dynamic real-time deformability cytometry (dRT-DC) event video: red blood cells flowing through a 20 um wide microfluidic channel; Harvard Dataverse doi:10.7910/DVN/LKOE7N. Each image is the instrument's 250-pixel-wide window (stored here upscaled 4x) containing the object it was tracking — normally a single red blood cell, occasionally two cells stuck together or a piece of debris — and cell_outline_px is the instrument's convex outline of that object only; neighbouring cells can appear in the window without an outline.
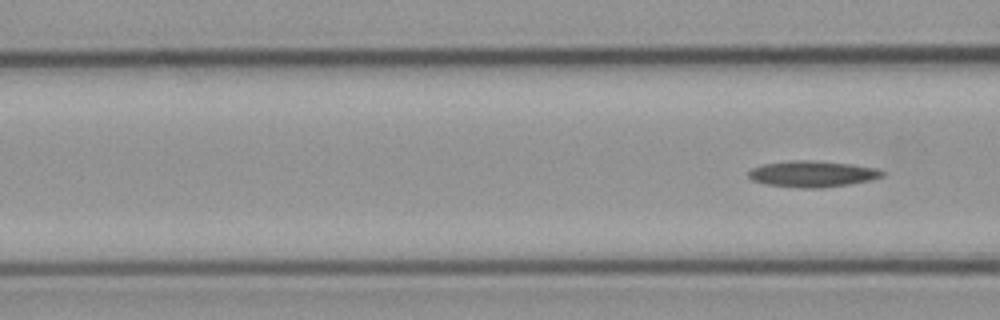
{"species": "common noctule bat (a hibernating species)", "species_latin": "Nyctalus noctula", "temperature_condition": "cold", "stored_images_in_passage": 7, "segment_of_instrument_passage": [2, 2], "camera_frame_rate_fps": 3000, "um_per_image_px": 0.085, "animal": {"sex": "male", "body_mass_g": 23.1, "forearm_length_mm": 52.7}, "frame": {"image": 1, "passage_image": 7, "time_ms": 8.0, "image_size_px": [1000, 320], "cell_outline_px": [[884, 176], [872, 180], [824, 188], [800, 188], [764, 184], [752, 180], [748, 176], [748, 172], [752, 168], [764, 164], [792, 160], [812, 160], [852, 164], [876, 168], [884, 172]], "centroid_in_image_um": [69.05, 14.79], "position_along_channel_um": 97.5, "area_um2": 20.52}}